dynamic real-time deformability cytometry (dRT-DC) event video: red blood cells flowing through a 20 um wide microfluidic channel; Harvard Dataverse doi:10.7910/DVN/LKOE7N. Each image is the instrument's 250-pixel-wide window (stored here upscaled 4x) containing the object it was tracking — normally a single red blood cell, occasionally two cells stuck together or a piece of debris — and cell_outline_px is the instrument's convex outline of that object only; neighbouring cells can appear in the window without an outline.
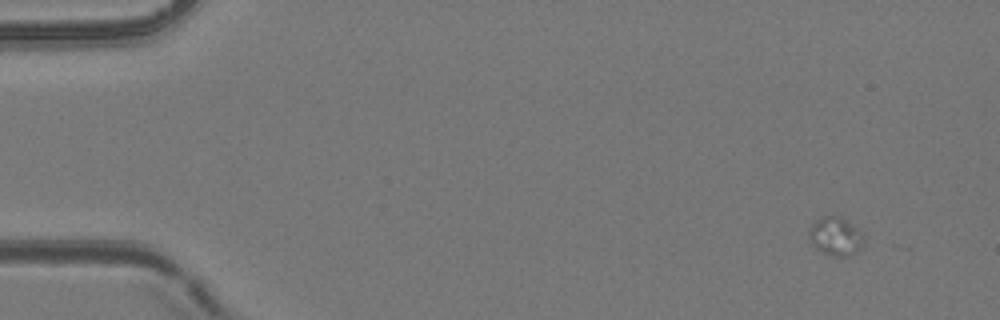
{"species": "common noctule bat (a hibernating species)", "species_latin": "Nyctalus noctula", "temperature_condition": "room temperature", "stored_images_in_passage": 5, "camera_frame_rate_fps": 3000, "um_per_image_px": 0.085, "animal": {"sex": "female", "body_mass_g": 24.6, "forearm_length_mm": 56.2}, "frame": {"image": 1, "passage_image": 1, "time_ms": 0.0, "image_size_px": [1000, 320], "cell_outline_px": [[864, 240], [860, 248], [856, 252], [844, 256], [832, 256], [816, 248], [812, 244], [808, 232], [808, 228], [820, 216], [840, 216], [856, 228], [860, 232]], "centroid_in_image_um": [70.98, 20.07], "position_along_channel_um": 14.0, "area_um2": 12.02}}